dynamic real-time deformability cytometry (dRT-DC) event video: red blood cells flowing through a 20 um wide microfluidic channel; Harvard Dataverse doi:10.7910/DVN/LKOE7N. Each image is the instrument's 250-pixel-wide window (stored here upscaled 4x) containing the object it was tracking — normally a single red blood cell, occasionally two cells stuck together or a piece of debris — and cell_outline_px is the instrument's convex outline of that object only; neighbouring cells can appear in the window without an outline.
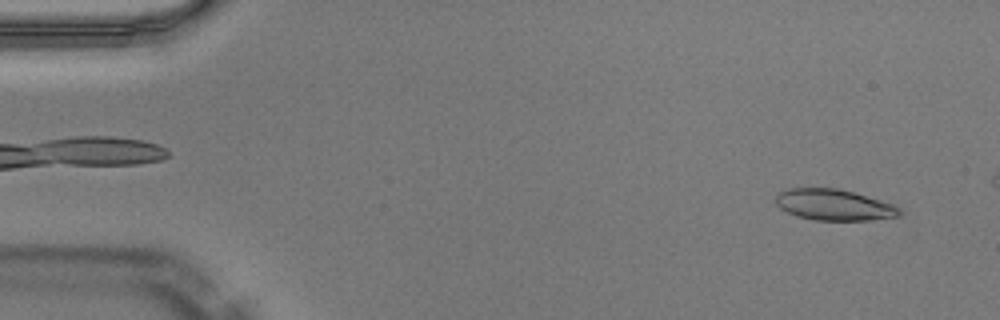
{"species": "Egyptian fruit bat (a non-hibernating species)", "species_latin": "Rousettus aegyptiacus", "temperature_condition": "warm", "stored_images_in_passage": 46, "camera_frame_rate_fps": 3000, "um_per_image_px": 0.085, "animal": {"sex": "male"}, "frame": {"image": 1, "passage_image": 3, "time_ms": 0.667, "image_size_px": [1000, 320], "cell_outline_px": [[900, 216], [868, 220], [816, 220], [796, 216], [780, 208], [776, 204], [776, 192], [788, 188], [840, 188], [856, 192], [892, 204], [900, 208]], "centroid_in_image_um": [70.86, 17.4], "position_along_channel_um": 14.1, "area_um2": 22.54}}
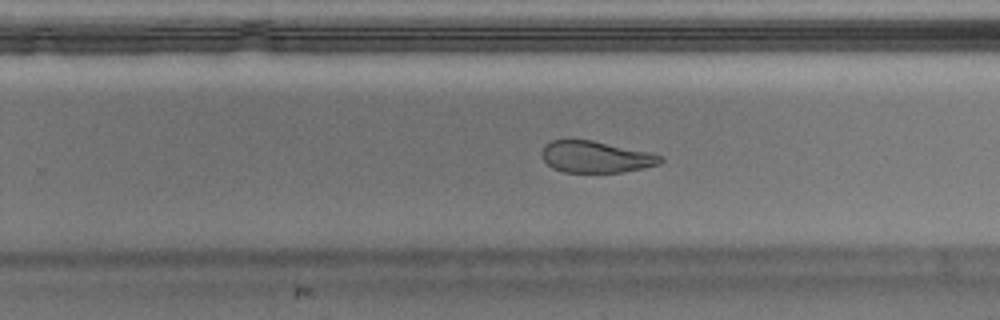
{"frame": {"image": 2, "passage_image": 31, "time_ms": 10.0, "image_size_px": [1000, 320], "cell_outline_px": [[664, 160], [660, 164], [644, 168], [620, 172], [564, 172], [552, 168], [544, 160], [540, 152], [544, 144], [552, 140], [592, 140], [652, 152], [664, 156]], "centroid_in_image_um": [50.67, 13.33], "position_along_channel_um": 279.1, "area_um2": 22.08}}
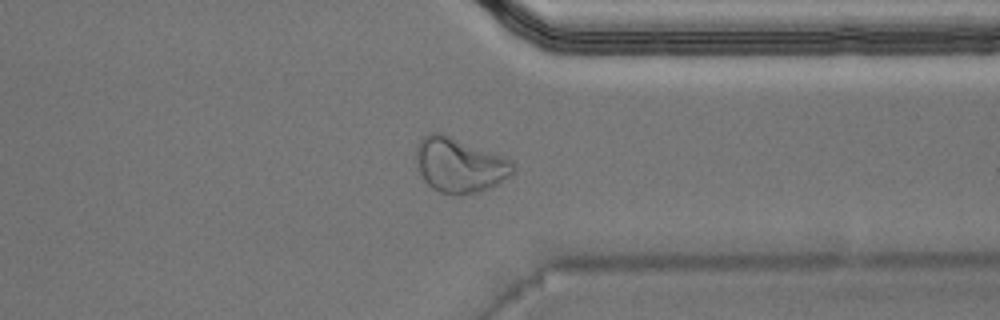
{"frame": {"image": 3, "passage_image": 38, "time_ms": 12.333, "image_size_px": [1000, 320], "cell_outline_px": [[516, 172], [512, 176], [480, 192], [460, 196], [456, 196], [440, 192], [432, 188], [424, 180], [416, 168], [416, 144], [424, 136], [432, 132], [440, 132], [504, 156], [512, 160], [516, 164]], "centroid_in_image_um": [39.08, 14.05], "position_along_channel_um": 372.3, "area_um2": 31.5}}